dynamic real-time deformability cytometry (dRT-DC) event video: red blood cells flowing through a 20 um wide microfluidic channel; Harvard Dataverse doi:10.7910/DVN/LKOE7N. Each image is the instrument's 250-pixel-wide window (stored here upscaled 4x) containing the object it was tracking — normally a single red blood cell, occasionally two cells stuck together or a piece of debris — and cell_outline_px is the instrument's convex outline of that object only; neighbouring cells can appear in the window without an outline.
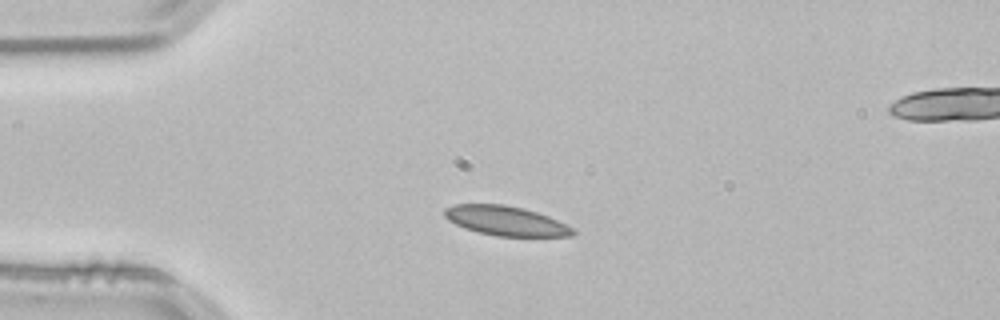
{"species": "common noctule bat (a hibernating species)", "species_latin": "Nyctalus noctula", "temperature_condition": "room temperature", "stored_images_in_passage": 42, "camera_frame_rate_fps": 3000, "um_per_image_px": 0.085, "animal": {"sex": "male", "body_mass_g": 21.5, "forearm_length_mm": 52.0}, "frame": {"image": 1, "passage_image": 1, "time_ms": 0.0, "image_size_px": [1000, 320], "cell_outline_px": [[576, 232], [572, 236], [496, 236], [464, 228], [448, 220], [444, 216], [444, 208], [456, 204], [504, 204], [524, 208], [548, 216], [576, 228]], "centroid_in_image_um": [43.02, 18.76], "position_along_channel_um": 42.0, "area_um2": 22.14}}
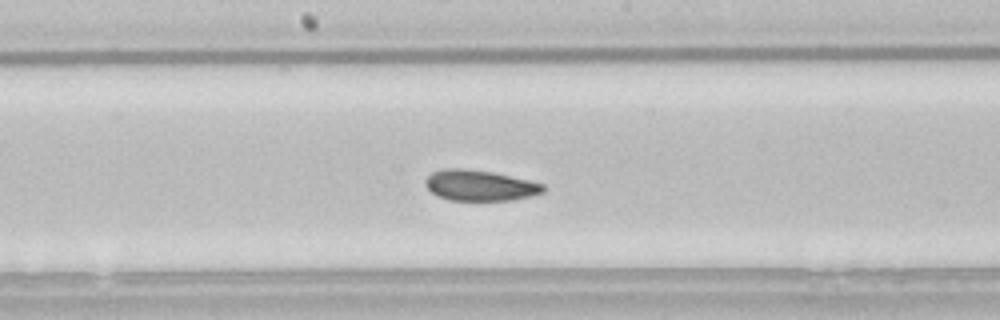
{"frame": {"image": 2, "passage_image": 16, "time_ms": 5.0, "image_size_px": [1000, 320], "cell_outline_px": [[544, 192], [512, 200], [448, 200], [436, 196], [424, 184], [424, 180], [432, 172], [444, 168], [464, 168], [492, 172], [528, 180], [544, 184]], "centroid_in_image_um": [40.74, 15.76], "position_along_channel_um": 207.5, "area_um2": 21.04}}
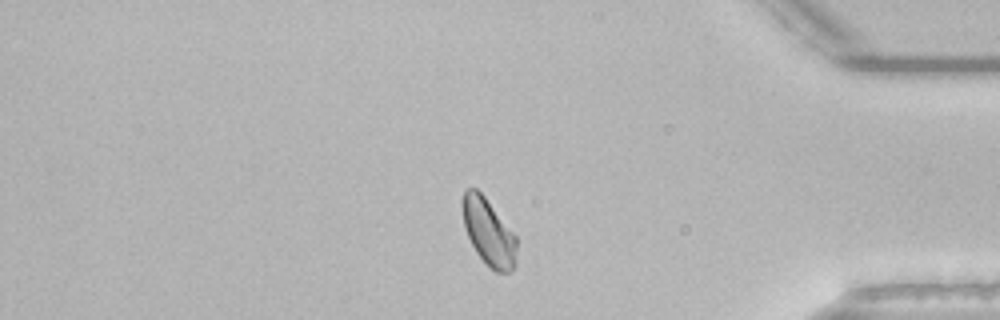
{"frame": {"image": 3, "passage_image": 33, "time_ms": 10.667, "image_size_px": [1000, 320], "cell_outline_px": [[516, 264], [508, 272], [496, 272], [488, 268], [476, 252], [464, 228], [464, 188], [476, 188], [484, 196], [516, 236]], "centroid_in_image_um": [41.54, 19.77], "position_along_channel_um": 393.7, "area_um2": 20.69}, "authors_computed_cell_mechanics": {"area_um2": 21.5594, "velocity_mm_per_s": 3.8048, "shape_relaxation_time_tau1_ms": 4.355, "shape_relaxation_time_tau2_ms": 2.7677, "deformation_change_tau1": 0.0892, "deformation_change_tau2": 0.0574}}